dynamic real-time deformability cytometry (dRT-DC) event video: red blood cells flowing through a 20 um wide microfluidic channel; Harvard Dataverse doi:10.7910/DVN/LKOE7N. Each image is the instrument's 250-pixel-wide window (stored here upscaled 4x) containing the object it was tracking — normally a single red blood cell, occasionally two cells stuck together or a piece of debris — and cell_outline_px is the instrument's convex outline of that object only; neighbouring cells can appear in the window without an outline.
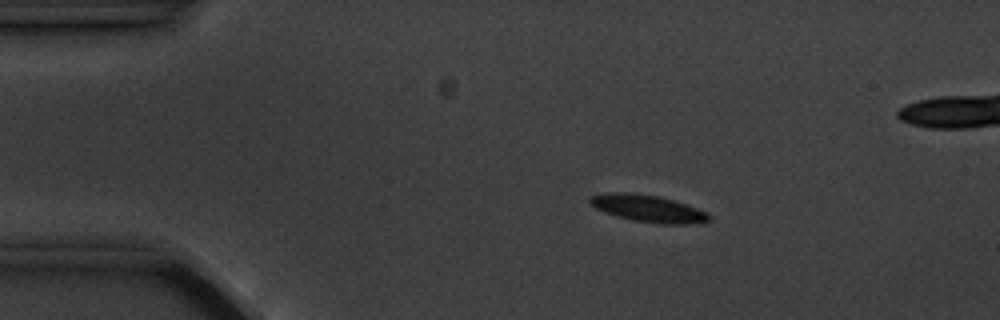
{"species": "common noctule bat (a hibernating species)", "species_latin": "Nyctalus noctula", "temperature_condition": "cold", "stored_images_in_passage": 5, "camera_frame_rate_fps": 3000, "um_per_image_px": 0.085, "animal": {"sex": "male", "body_mass_g": 20.1, "forearm_length_mm": 53.5}, "frame": {"image": 1, "passage_image": 2, "time_ms": 2.0, "image_size_px": [1000, 320], "cell_outline_px": [[712, 220], [692, 224], [656, 224], [632, 220], [616, 216], [604, 212], [596, 208], [588, 200], [592, 196], [604, 192], [628, 192], [656, 196], [672, 200], [708, 212], [712, 216]], "centroid_in_image_um": [55.1, 17.74], "position_along_channel_um": 29.9, "area_um2": 18.79}}
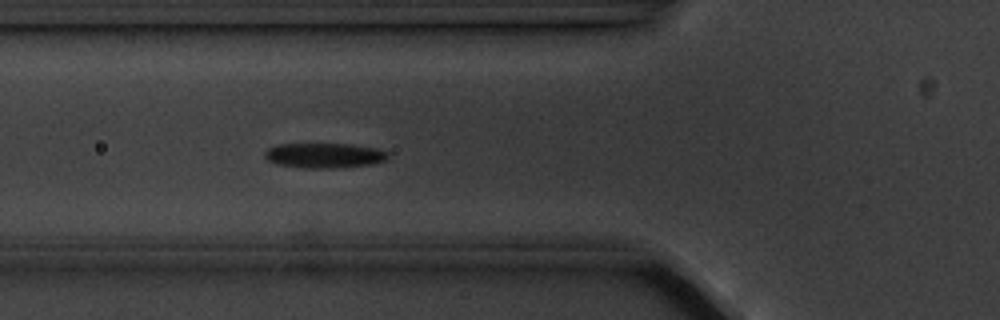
{"frame": {"image": 2, "passage_image": 5, "time_ms": 5.333, "image_size_px": [1000, 320], "cell_outline_px": [[388, 160], [372, 164], [328, 168], [304, 168], [276, 164], [268, 160], [264, 156], [264, 152], [268, 148], [276, 144], [352, 144], [376, 148], [388, 152]], "centroid_in_image_um": [27.56, 13.21], "position_along_channel_um": 98.2, "area_um2": 17.98}}